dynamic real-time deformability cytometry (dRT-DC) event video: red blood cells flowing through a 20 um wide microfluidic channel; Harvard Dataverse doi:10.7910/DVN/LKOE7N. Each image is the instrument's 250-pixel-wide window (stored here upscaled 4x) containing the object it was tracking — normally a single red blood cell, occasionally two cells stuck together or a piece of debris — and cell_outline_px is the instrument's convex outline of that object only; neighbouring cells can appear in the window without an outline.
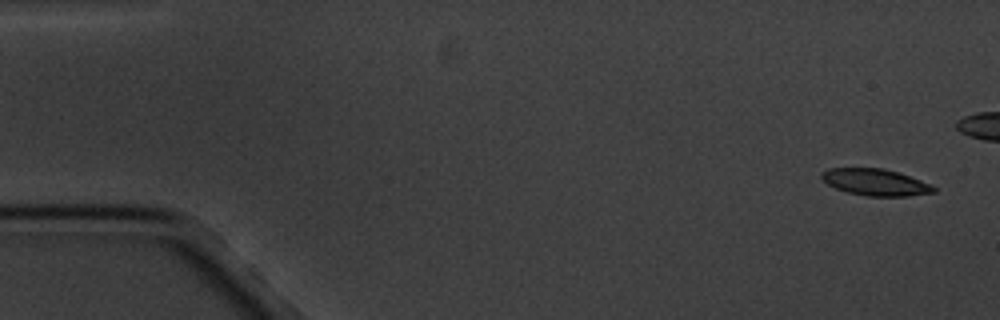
{"species": "common noctule bat (a hibernating species)", "species_latin": "Nyctalus noctula", "temperature_condition": "cold", "stored_images_in_passage": 5, "camera_frame_rate_fps": 3000, "um_per_image_px": 0.085, "animal": {"sex": "male", "body_mass_g": 20.1, "forearm_length_mm": 53.5}, "frame": {"image": 1, "passage_image": 1, "time_ms": 0.0, "image_size_px": [1000, 320], "cell_outline_px": [[936, 192], [908, 196], [868, 196], [848, 192], [836, 188], [828, 184], [820, 176], [820, 172], [828, 168], [884, 168], [920, 180], [936, 188]], "centroid_in_image_um": [74.38, 15.48], "position_along_channel_um": 10.6, "area_um2": 17.22}}
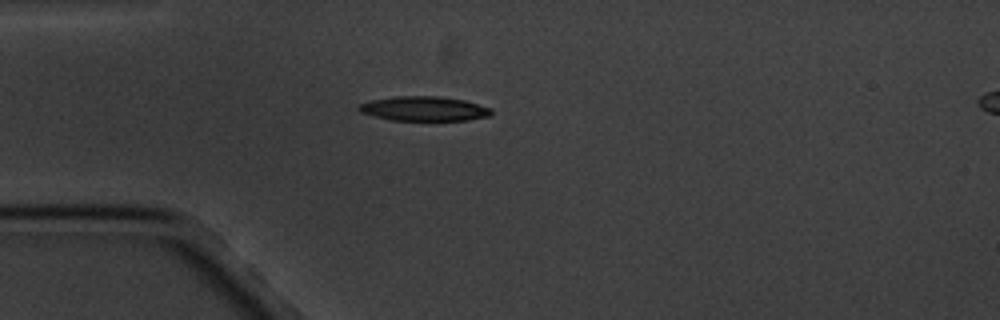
{"frame": {"image": 2, "passage_image": 5, "time_ms": 6.333, "image_size_px": [1000, 320], "cell_outline_px": [[492, 112], [488, 116], [468, 120], [392, 120], [372, 116], [360, 112], [356, 108], [360, 104], [372, 100], [396, 96], [440, 96], [464, 100], [492, 108]], "centroid_in_image_um": [36.03, 9.23], "position_along_channel_um": 49.0, "area_um2": 18.9}}